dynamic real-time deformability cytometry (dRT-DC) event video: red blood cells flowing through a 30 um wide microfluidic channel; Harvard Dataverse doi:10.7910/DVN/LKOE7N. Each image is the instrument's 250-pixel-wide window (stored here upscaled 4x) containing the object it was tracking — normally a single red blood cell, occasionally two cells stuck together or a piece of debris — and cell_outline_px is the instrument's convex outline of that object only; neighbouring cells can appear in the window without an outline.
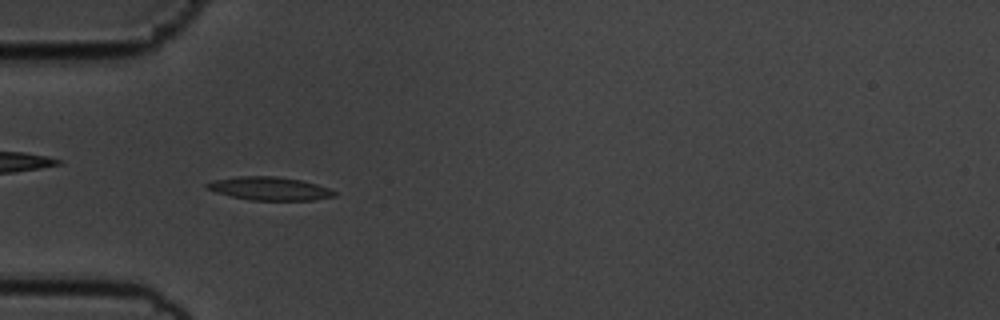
{"species": "common noctule bat (a hibernating species)", "species_latin": "Nyctalus noctula", "temperature_condition": "cold", "stored_images_in_passage": 56, "camera_frame_rate_fps": 3000, "um_per_image_px": 0.085, "animal": {"sex": "male", "body_mass_g": 19.5, "forearm_length_mm": 54.6}, "frame": {"image": 1, "passage_image": 17, "time_ms": 5.333, "image_size_px": [1000, 320], "cell_outline_px": [[336, 196], [312, 200], [252, 200], [232, 196], [216, 192], [208, 188], [204, 184], [212, 180], [236, 176], [276, 176], [300, 180], [316, 184], [328, 188], [336, 192]], "centroid_in_image_um": [22.9, 16.02], "position_along_channel_um": 62.1, "area_um2": 17.17}}
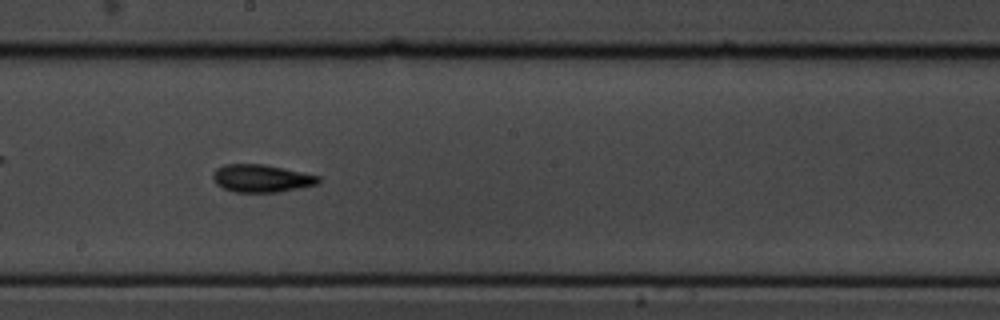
{"frame": {"image": 2, "passage_image": 31, "time_ms": 10.0, "image_size_px": [1000, 320], "cell_outline_px": [[320, 180], [316, 184], [276, 192], [232, 192], [216, 184], [212, 176], [216, 168], [224, 164], [264, 164], [320, 176]], "centroid_in_image_um": [22.17, 15.15], "position_along_channel_um": 226.0, "area_um2": 16.82}}
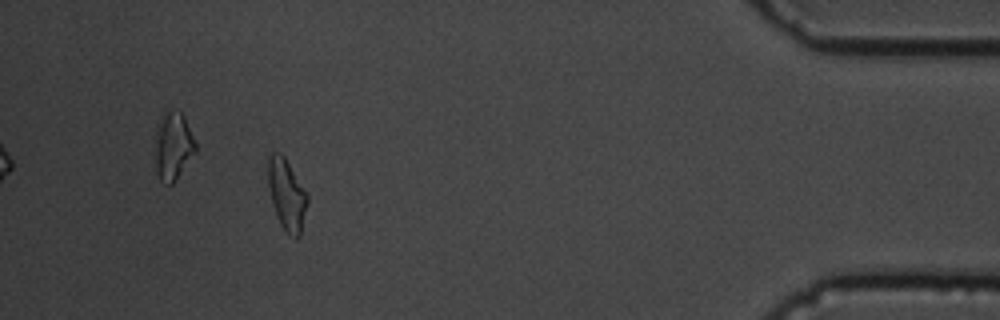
{"frame": {"image": 3, "passage_image": 51, "time_ms": 16.667, "image_size_px": [1000, 320], "cell_outline_px": [[308, 200], [300, 236], [296, 240], [288, 236], [284, 232], [276, 216], [272, 204], [268, 188], [268, 156], [272, 152], [280, 152], [284, 156], [308, 192]], "centroid_in_image_um": [24.38, 16.57], "position_along_channel_um": 410.8, "area_um2": 16.82}, "authors_computed_cell_mechanics": {"area_um2": 16.4152, "velocity_mm_per_s": 3.5743, "shape_relaxation_time_tau1_ms": 3.3117, "shape_relaxation_time_tau2_ms": 3.0443, "deformation_change_tau1": 0.1521, "deformation_change_tau2": 0.1156}}